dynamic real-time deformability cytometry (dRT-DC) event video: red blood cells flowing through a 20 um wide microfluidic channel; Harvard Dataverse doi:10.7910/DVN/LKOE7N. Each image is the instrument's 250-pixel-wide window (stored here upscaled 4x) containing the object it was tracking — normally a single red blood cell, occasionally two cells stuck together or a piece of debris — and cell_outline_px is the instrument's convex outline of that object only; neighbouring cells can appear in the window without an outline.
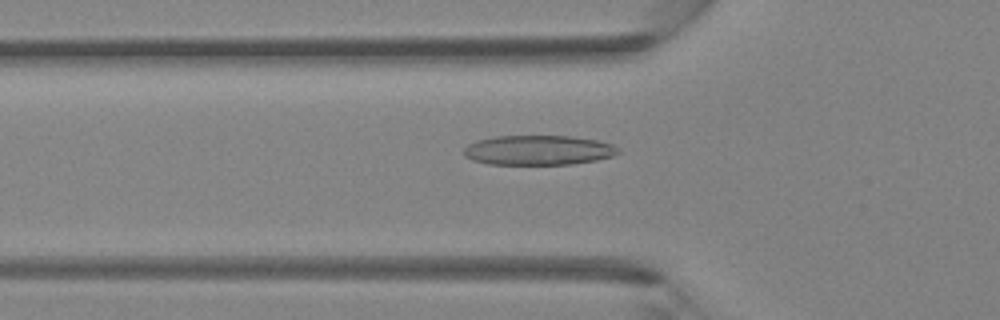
{"species": "Egyptian fruit bat (a non-hibernating species)", "species_latin": "Rousettus aegyptiacus", "temperature_condition": "room temperature", "stored_images_in_passage": 38, "camera_frame_rate_fps": 3000, "um_per_image_px": 0.085, "animal": {"sex": "female"}, "frame": {"image": 1, "passage_image": 9, "time_ms": 2.667, "image_size_px": [1000, 320], "cell_outline_px": [[620, 152], [612, 156], [596, 160], [572, 164], [488, 164], [472, 160], [464, 156], [464, 148], [468, 144], [476, 140], [496, 136], [572, 136], [596, 140], [612, 144], [620, 148]], "centroid_in_image_um": [45.75, 12.76], "position_along_channel_um": 80.0, "area_um2": 26.82}}
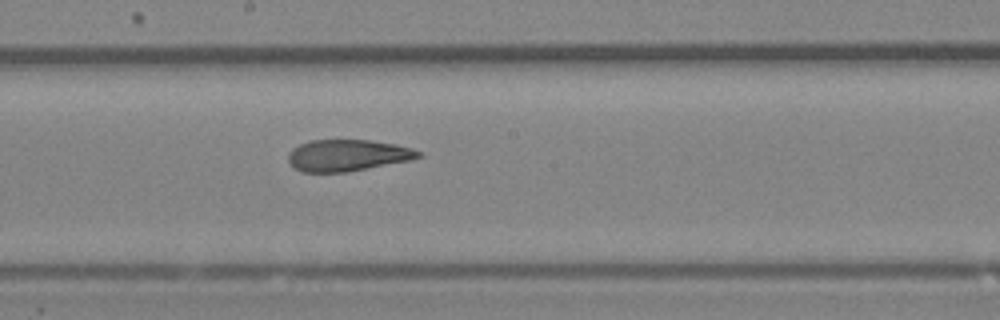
{"frame": {"image": 2, "passage_image": 18, "time_ms": 5.667, "image_size_px": [1000, 320], "cell_outline_px": [[424, 156], [412, 160], [344, 172], [300, 172], [288, 160], [288, 152], [292, 148], [308, 140], [372, 140], [396, 144], [412, 148], [420, 152]], "centroid_in_image_um": [29.55, 13.19], "position_along_channel_um": 218.7, "area_um2": 23.99}}
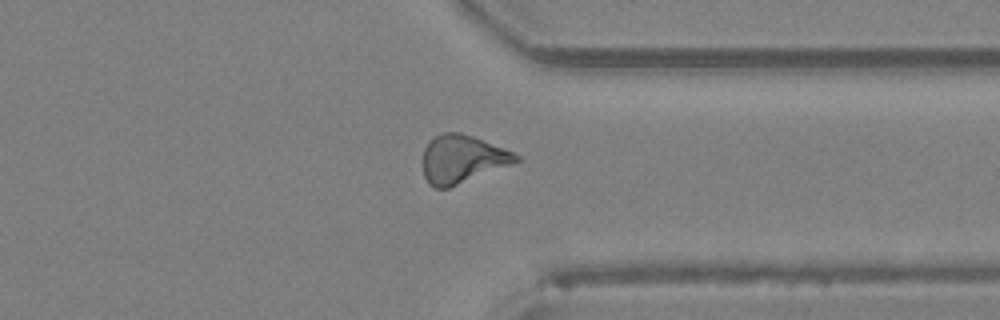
{"frame": {"image": 3, "passage_image": 28, "time_ms": 9.0, "image_size_px": [1000, 320], "cell_outline_px": [[520, 160], [448, 188], [436, 188], [428, 184], [424, 176], [424, 148], [436, 136], [444, 132], [460, 132], [472, 136], [504, 148], [520, 156]], "centroid_in_image_um": [39.27, 13.52], "position_along_channel_um": 372.1, "area_um2": 25.43}}